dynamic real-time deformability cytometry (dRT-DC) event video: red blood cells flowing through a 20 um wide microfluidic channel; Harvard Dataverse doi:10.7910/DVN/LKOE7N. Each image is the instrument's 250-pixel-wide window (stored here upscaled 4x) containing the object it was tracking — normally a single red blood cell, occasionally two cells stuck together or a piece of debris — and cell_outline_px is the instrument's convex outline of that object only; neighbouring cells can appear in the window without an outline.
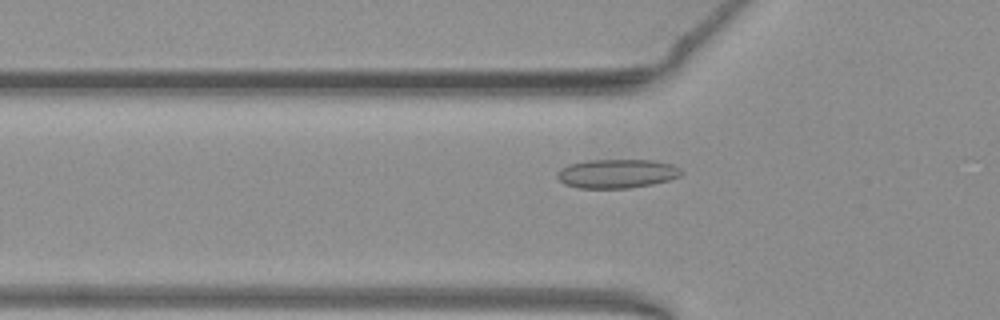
{"species": "common noctule bat (a hibernating species)", "species_latin": "Nyctalus noctula", "temperature_condition": "warm", "stored_images_in_passage": 28, "camera_frame_rate_fps": 3000, "um_per_image_px": 0.085, "animal": {"sex": "female", "body_mass_g": 19.3, "forearm_length_mm": 54.1}, "frame": {"image": 1, "passage_image": 6, "time_ms": 1.667, "image_size_px": [1000, 320], "cell_outline_px": [[684, 172], [680, 176], [668, 180], [652, 184], [628, 188], [580, 188], [564, 184], [556, 176], [560, 168], [568, 164], [588, 160], [652, 160], [672, 164], [680, 168]], "centroid_in_image_um": [52.43, 14.75], "position_along_channel_um": 73.4, "area_um2": 20.98}}
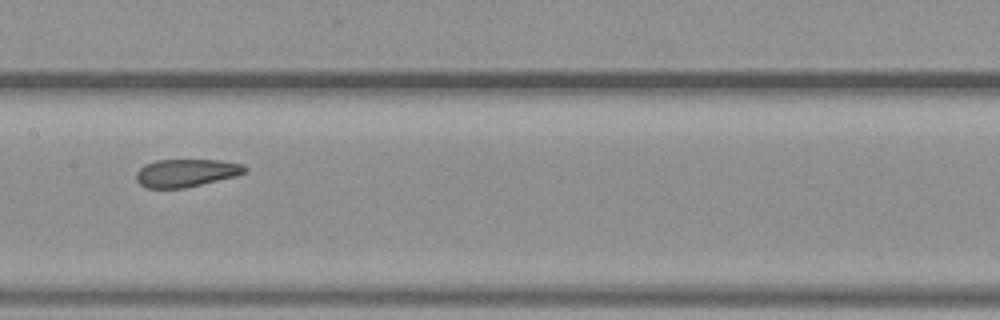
{"frame": {"image": 2, "passage_image": 15, "time_ms": 4.667, "image_size_px": [1000, 320], "cell_outline_px": [[248, 168], [244, 172], [236, 176], [184, 188], [148, 188], [140, 184], [136, 180], [136, 172], [144, 164], [156, 160], [220, 160], [244, 164]], "centroid_in_image_um": [15.81, 14.69], "position_along_channel_um": 191.6, "area_um2": 17.63}}
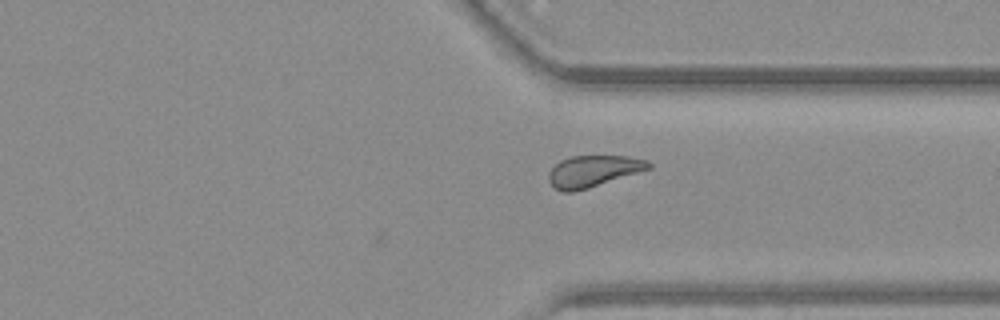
{"frame": {"image": 3, "passage_image": 28, "time_ms": 9.0, "image_size_px": [1000, 320], "cell_outline_px": [[652, 168], [588, 188], [572, 192], [564, 192], [556, 188], [548, 180], [548, 172], [560, 160], [572, 156], [628, 156], [648, 160], [652, 164]], "centroid_in_image_um": [50.44, 14.54], "position_along_channel_um": 361.0, "area_um2": 18.26}}